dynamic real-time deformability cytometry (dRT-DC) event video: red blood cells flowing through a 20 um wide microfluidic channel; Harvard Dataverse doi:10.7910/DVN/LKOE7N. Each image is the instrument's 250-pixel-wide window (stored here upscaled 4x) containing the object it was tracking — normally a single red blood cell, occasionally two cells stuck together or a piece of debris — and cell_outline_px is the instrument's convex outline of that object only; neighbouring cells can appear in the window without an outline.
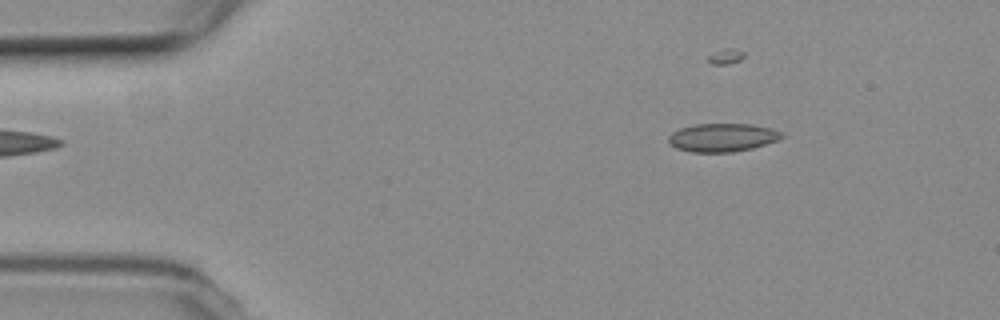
{"species": "common noctule bat (a hibernating species)", "species_latin": "Nyctalus noctula", "temperature_condition": "room temperature", "stored_images_in_passage": 3, "camera_frame_rate_fps": 3000, "um_per_image_px": 0.085, "animal": {"sex": "female", "body_mass_g": 19.3, "forearm_length_mm": 54.1}, "frame": {"image": 1, "passage_image": 1, "time_ms": 0.0, "image_size_px": [1000, 320], "cell_outline_px": [[784, 136], [780, 140], [752, 148], [732, 152], [692, 152], [676, 148], [668, 140], [668, 136], [672, 132], [680, 128], [692, 124], [752, 124], [772, 128], [784, 132]], "centroid_in_image_um": [61.44, 11.68], "position_along_channel_um": 23.6, "area_um2": 18.84}}